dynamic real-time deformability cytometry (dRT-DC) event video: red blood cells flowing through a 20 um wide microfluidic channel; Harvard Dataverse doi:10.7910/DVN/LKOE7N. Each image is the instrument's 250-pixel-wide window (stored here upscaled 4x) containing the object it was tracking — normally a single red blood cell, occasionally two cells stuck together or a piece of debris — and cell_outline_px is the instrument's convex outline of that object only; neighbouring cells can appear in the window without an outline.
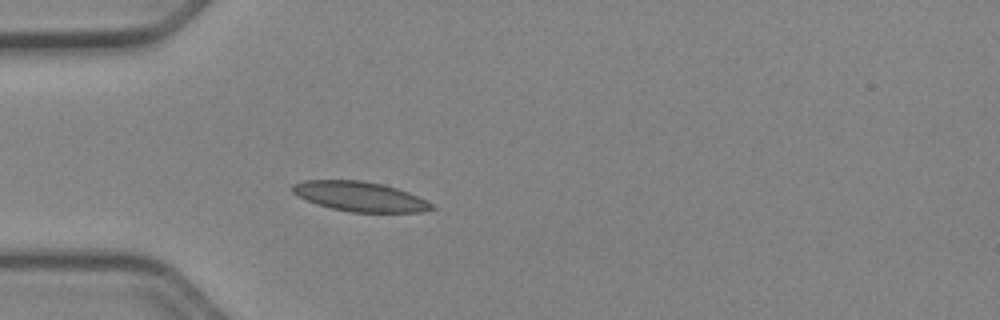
{"species": "Egyptian fruit bat (a non-hibernating species)", "species_latin": "Rousettus aegyptiacus", "temperature_condition": "cold", "stored_images_in_passage": 34, "camera_frame_rate_fps": 3000, "um_per_image_px": 0.085, "animal": {"sex": "female"}, "frame": {"image": 1, "passage_image": 1, "time_ms": 0.0, "image_size_px": [1000, 320], "cell_outline_px": [[436, 208], [420, 212], [352, 212], [332, 208], [316, 204], [292, 192], [292, 184], [304, 180], [360, 180], [384, 184], [408, 192], [432, 204]], "centroid_in_image_um": [30.58, 16.69], "position_along_channel_um": 54.4, "area_um2": 23.87}}
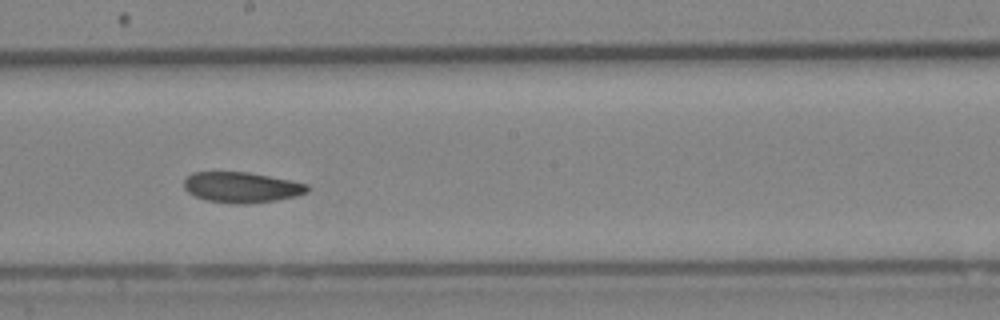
{"frame": {"image": 2, "passage_image": 15, "time_ms": 4.667, "image_size_px": [1000, 320], "cell_outline_px": [[312, 188], [308, 192], [296, 196], [276, 200], [244, 204], [236, 204], [204, 200], [188, 192], [184, 188], [184, 180], [192, 172], [248, 172], [308, 184]], "centroid_in_image_um": [20.54, 15.92], "position_along_channel_um": 227.7, "area_um2": 21.96}}
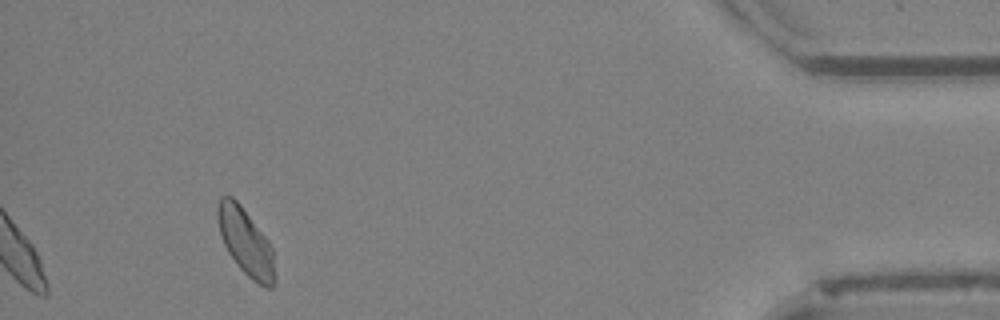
{"frame": {"image": 3, "passage_image": 34, "time_ms": 11.0, "image_size_px": [1000, 320], "cell_outline_px": [[276, 280], [272, 288], [264, 288], [252, 280], [236, 264], [228, 252], [224, 244], [220, 232], [216, 212], [216, 208], [220, 196], [232, 196], [240, 204], [268, 240], [272, 248], [276, 276]], "centroid_in_image_um": [20.9, 20.6], "position_along_channel_um": 414.3, "area_um2": 22.37}, "authors_computed_cell_mechanics": {"area_um2": 22.1952, "velocity_mm_per_s": 3.9141, "shape_relaxation_time_tau1_ms": null, "shape_relaxation_time_tau2_ms": 3.5502, "deformation_change_tau1": null, "deformation_change_tau2": 0.0616}}